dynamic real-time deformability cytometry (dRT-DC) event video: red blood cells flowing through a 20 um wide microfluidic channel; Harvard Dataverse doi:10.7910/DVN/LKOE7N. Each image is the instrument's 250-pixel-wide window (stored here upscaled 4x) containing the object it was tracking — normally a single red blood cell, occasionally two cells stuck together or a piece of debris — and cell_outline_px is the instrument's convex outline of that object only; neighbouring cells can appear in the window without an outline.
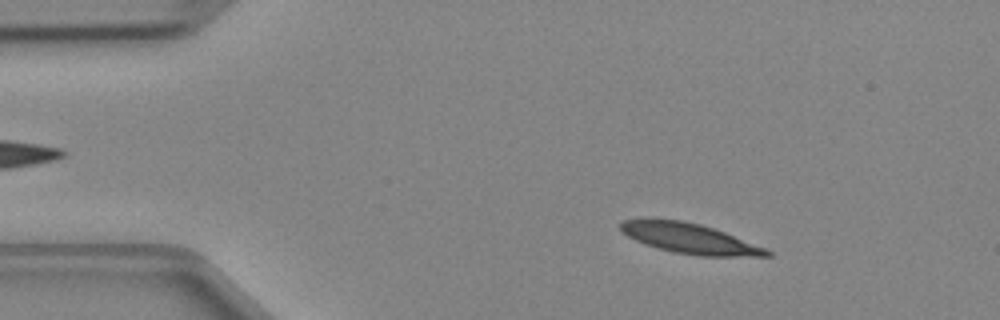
{"species": "Egyptian fruit bat (a non-hibernating species)", "species_latin": "Rousettus aegyptiacus", "temperature_condition": "cold", "stored_images_in_passage": 46, "camera_frame_rate_fps": 3000, "um_per_image_px": 0.085, "animal": {"sex": "female"}, "frame": {"image": 1, "passage_image": 6, "time_ms": 1.667, "image_size_px": [1000, 320], "cell_outline_px": [[772, 256], [700, 256], [676, 252], [644, 244], [628, 236], [620, 228], [620, 224], [624, 220], [680, 220], [700, 224], [724, 232], [768, 248], [772, 252]], "centroid_in_image_um": [58.71, 20.29], "position_along_channel_um": 26.3, "area_um2": 25.14}}
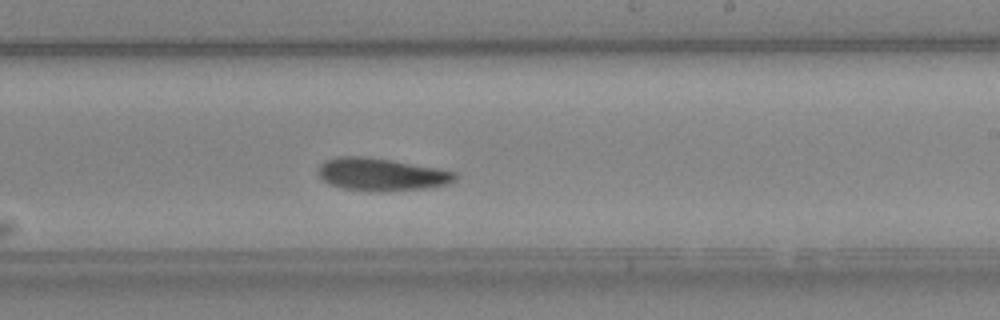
{"frame": {"image": 2, "passage_image": 27, "time_ms": 8.667, "image_size_px": [1000, 320], "cell_outline_px": [[456, 176], [448, 184], [424, 188], [380, 192], [372, 192], [344, 188], [328, 184], [320, 176], [320, 164], [324, 160], [336, 156], [364, 156], [392, 160], [440, 168], [456, 172]], "centroid_in_image_um": [32.4, 14.82], "position_along_channel_um": 256.6, "area_um2": 26.07}}
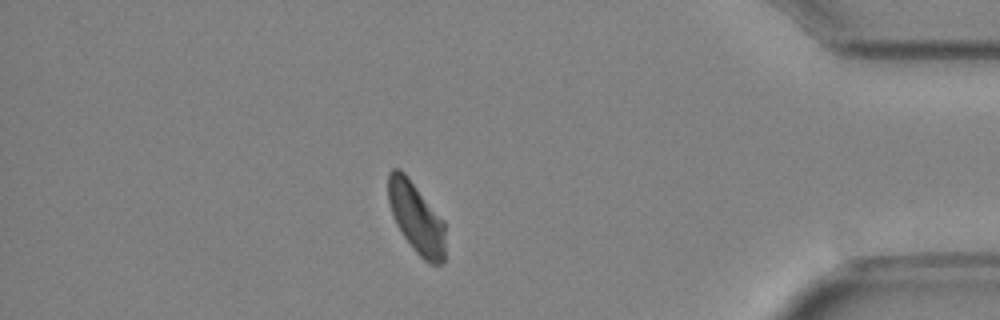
{"frame": {"image": 3, "passage_image": 40, "time_ms": 13.0, "image_size_px": [1000, 320], "cell_outline_px": [[444, 260], [440, 264], [428, 264], [416, 252], [404, 236], [396, 224], [388, 200], [388, 172], [392, 168], [400, 168], [404, 172], [444, 220]], "centroid_in_image_um": [35.38, 18.49], "position_along_channel_um": 399.8, "area_um2": 23.35}}